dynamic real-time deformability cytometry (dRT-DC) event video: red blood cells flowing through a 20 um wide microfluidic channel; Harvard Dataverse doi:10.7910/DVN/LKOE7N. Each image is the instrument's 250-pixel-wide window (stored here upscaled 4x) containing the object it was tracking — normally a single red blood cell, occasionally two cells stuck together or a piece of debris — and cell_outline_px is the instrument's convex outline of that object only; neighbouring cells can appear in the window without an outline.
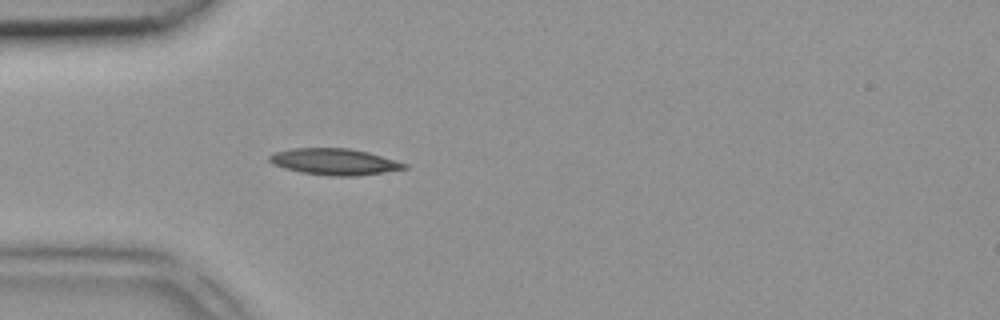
{"species": "common noctule bat (a hibernating species)", "species_latin": "Nyctalus noctula", "temperature_condition": "room temperature", "stored_images_in_passage": 2, "camera_frame_rate_fps": 3000, "um_per_image_px": 0.085, "animal": {"sex": "female", "body_mass_g": 18.4}, "frame": {"image": 1, "passage_image": 2, "time_ms": 0.333, "image_size_px": [1000, 320], "cell_outline_px": [[408, 168], [384, 172], [356, 176], [332, 176], [304, 172], [284, 168], [272, 164], [268, 160], [268, 156], [276, 152], [292, 148], [348, 148], [368, 152], [408, 164]], "centroid_in_image_um": [28.42, 13.74], "position_along_channel_um": 56.6, "area_um2": 20.58}}